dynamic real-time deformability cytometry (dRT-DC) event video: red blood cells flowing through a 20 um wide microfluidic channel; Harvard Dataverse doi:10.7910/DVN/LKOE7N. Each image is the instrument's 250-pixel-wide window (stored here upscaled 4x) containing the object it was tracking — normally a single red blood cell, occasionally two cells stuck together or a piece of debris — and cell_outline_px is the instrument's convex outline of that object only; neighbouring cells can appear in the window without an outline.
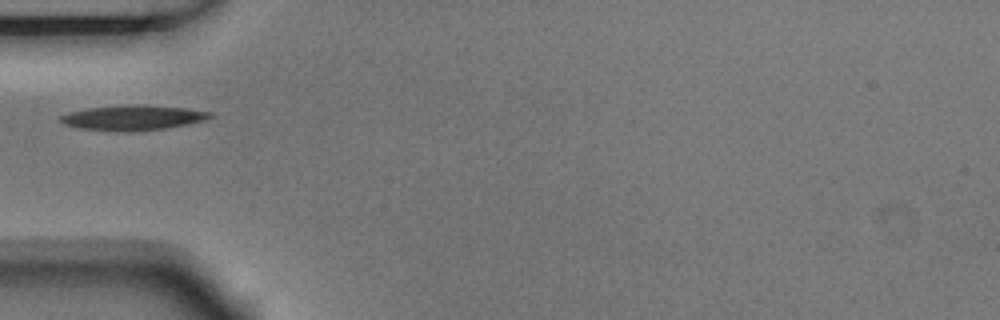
{"species": "Egyptian fruit bat (a non-hibernating species)", "species_latin": "Rousettus aegyptiacus", "temperature_condition": "room temperature", "stored_images_in_passage": 4, "camera_frame_rate_fps": 3000, "um_per_image_px": 0.085, "animal": {"sex": "male"}, "frame": {"image": 1, "passage_image": 3, "time_ms": 0.667, "image_size_px": [1000, 320], "cell_outline_px": [[212, 116], [204, 120], [164, 128], [124, 132], [116, 132], [80, 128], [64, 124], [60, 120], [60, 116], [72, 112], [88, 108], [144, 104], [184, 108], [212, 112]], "centroid_in_image_um": [11.28, 10.01], "position_along_channel_um": 73.7, "area_um2": 21.39}}
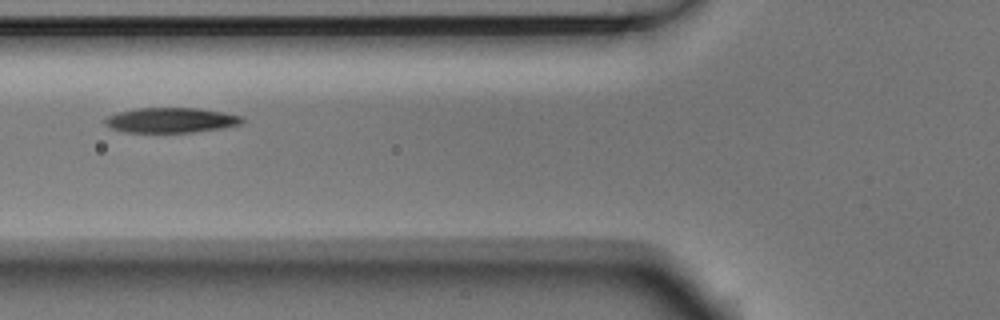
{"frame": {"image": 2, "passage_image": 4, "time_ms": 1.0, "image_size_px": [1000, 320], "cell_outline_px": [[244, 120], [240, 124], [220, 128], [192, 132], [124, 132], [112, 128], [104, 124], [104, 120], [108, 116], [120, 112], [136, 108], [196, 108], [220, 112], [240, 116]], "centroid_in_image_um": [14.48, 10.22], "position_along_channel_um": 111.3, "area_um2": 19.65}}